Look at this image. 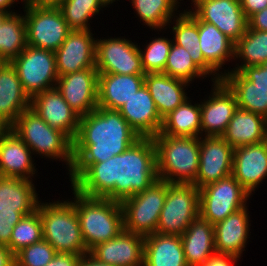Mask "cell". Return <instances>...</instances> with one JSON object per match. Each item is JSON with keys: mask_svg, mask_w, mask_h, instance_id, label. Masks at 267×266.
Listing matches in <instances>:
<instances>
[{"mask_svg": "<svg viewBox=\"0 0 267 266\" xmlns=\"http://www.w3.org/2000/svg\"><path fill=\"white\" fill-rule=\"evenodd\" d=\"M157 180L153 138H140L123 153L91 164L72 183V187L86 197L106 198L121 203Z\"/></svg>", "mask_w": 267, "mask_h": 266, "instance_id": "obj_1", "label": "cell"}, {"mask_svg": "<svg viewBox=\"0 0 267 266\" xmlns=\"http://www.w3.org/2000/svg\"><path fill=\"white\" fill-rule=\"evenodd\" d=\"M140 138L118 110L98 107L80 117L77 136L73 140L71 184L91 164L123 153Z\"/></svg>", "mask_w": 267, "mask_h": 266, "instance_id": "obj_2", "label": "cell"}, {"mask_svg": "<svg viewBox=\"0 0 267 266\" xmlns=\"http://www.w3.org/2000/svg\"><path fill=\"white\" fill-rule=\"evenodd\" d=\"M158 179L168 183L194 184L199 169L200 137H153Z\"/></svg>", "mask_w": 267, "mask_h": 266, "instance_id": "obj_3", "label": "cell"}, {"mask_svg": "<svg viewBox=\"0 0 267 266\" xmlns=\"http://www.w3.org/2000/svg\"><path fill=\"white\" fill-rule=\"evenodd\" d=\"M73 190L76 214L86 248L115 238L124 230L123 210L120 202L106 198H91Z\"/></svg>", "mask_w": 267, "mask_h": 266, "instance_id": "obj_4", "label": "cell"}, {"mask_svg": "<svg viewBox=\"0 0 267 266\" xmlns=\"http://www.w3.org/2000/svg\"><path fill=\"white\" fill-rule=\"evenodd\" d=\"M33 152L65 161L72 169L73 140L62 131L51 127L31 107L22 112L10 127Z\"/></svg>", "mask_w": 267, "mask_h": 266, "instance_id": "obj_5", "label": "cell"}, {"mask_svg": "<svg viewBox=\"0 0 267 266\" xmlns=\"http://www.w3.org/2000/svg\"><path fill=\"white\" fill-rule=\"evenodd\" d=\"M56 202H50L49 204L39 202L37 210L42 221L43 239L56 252L75 255L86 254L89 250L86 248L82 237L74 204L68 200Z\"/></svg>", "mask_w": 267, "mask_h": 266, "instance_id": "obj_6", "label": "cell"}, {"mask_svg": "<svg viewBox=\"0 0 267 266\" xmlns=\"http://www.w3.org/2000/svg\"><path fill=\"white\" fill-rule=\"evenodd\" d=\"M167 189L168 182L158 179L144 191L123 200L124 230L144 237L156 233Z\"/></svg>", "mask_w": 267, "mask_h": 266, "instance_id": "obj_7", "label": "cell"}, {"mask_svg": "<svg viewBox=\"0 0 267 266\" xmlns=\"http://www.w3.org/2000/svg\"><path fill=\"white\" fill-rule=\"evenodd\" d=\"M25 3L27 45L56 51L71 31L58 7H46L32 0Z\"/></svg>", "mask_w": 267, "mask_h": 266, "instance_id": "obj_8", "label": "cell"}, {"mask_svg": "<svg viewBox=\"0 0 267 266\" xmlns=\"http://www.w3.org/2000/svg\"><path fill=\"white\" fill-rule=\"evenodd\" d=\"M11 64L30 100L37 94L56 87L59 76L54 51L27 45Z\"/></svg>", "mask_w": 267, "mask_h": 266, "instance_id": "obj_9", "label": "cell"}, {"mask_svg": "<svg viewBox=\"0 0 267 266\" xmlns=\"http://www.w3.org/2000/svg\"><path fill=\"white\" fill-rule=\"evenodd\" d=\"M199 217V189L194 184L168 183L157 233L181 236Z\"/></svg>", "mask_w": 267, "mask_h": 266, "instance_id": "obj_10", "label": "cell"}, {"mask_svg": "<svg viewBox=\"0 0 267 266\" xmlns=\"http://www.w3.org/2000/svg\"><path fill=\"white\" fill-rule=\"evenodd\" d=\"M250 194L232 176L199 189V216L212 225L246 207Z\"/></svg>", "mask_w": 267, "mask_h": 266, "instance_id": "obj_11", "label": "cell"}, {"mask_svg": "<svg viewBox=\"0 0 267 266\" xmlns=\"http://www.w3.org/2000/svg\"><path fill=\"white\" fill-rule=\"evenodd\" d=\"M103 74H145L138 45L125 38L96 40V65Z\"/></svg>", "mask_w": 267, "mask_h": 266, "instance_id": "obj_12", "label": "cell"}, {"mask_svg": "<svg viewBox=\"0 0 267 266\" xmlns=\"http://www.w3.org/2000/svg\"><path fill=\"white\" fill-rule=\"evenodd\" d=\"M200 21L215 25L234 43L245 33L248 21L239 0H192Z\"/></svg>", "mask_w": 267, "mask_h": 266, "instance_id": "obj_13", "label": "cell"}, {"mask_svg": "<svg viewBox=\"0 0 267 266\" xmlns=\"http://www.w3.org/2000/svg\"><path fill=\"white\" fill-rule=\"evenodd\" d=\"M233 156L234 148L222 136L200 137L196 187L200 189L232 175Z\"/></svg>", "mask_w": 267, "mask_h": 266, "instance_id": "obj_14", "label": "cell"}, {"mask_svg": "<svg viewBox=\"0 0 267 266\" xmlns=\"http://www.w3.org/2000/svg\"><path fill=\"white\" fill-rule=\"evenodd\" d=\"M97 88L96 68H86L59 76L56 83V89L80 117L98 108Z\"/></svg>", "mask_w": 267, "mask_h": 266, "instance_id": "obj_15", "label": "cell"}, {"mask_svg": "<svg viewBox=\"0 0 267 266\" xmlns=\"http://www.w3.org/2000/svg\"><path fill=\"white\" fill-rule=\"evenodd\" d=\"M90 30H71L55 51L58 76L96 68V40Z\"/></svg>", "mask_w": 267, "mask_h": 266, "instance_id": "obj_16", "label": "cell"}, {"mask_svg": "<svg viewBox=\"0 0 267 266\" xmlns=\"http://www.w3.org/2000/svg\"><path fill=\"white\" fill-rule=\"evenodd\" d=\"M212 97L200 104L201 134L206 136H222L238 109L236 97L228 86L221 81H213Z\"/></svg>", "mask_w": 267, "mask_h": 266, "instance_id": "obj_17", "label": "cell"}, {"mask_svg": "<svg viewBox=\"0 0 267 266\" xmlns=\"http://www.w3.org/2000/svg\"><path fill=\"white\" fill-rule=\"evenodd\" d=\"M145 237L121 231L115 238L89 250L97 260L114 266H143Z\"/></svg>", "mask_w": 267, "mask_h": 266, "instance_id": "obj_18", "label": "cell"}, {"mask_svg": "<svg viewBox=\"0 0 267 266\" xmlns=\"http://www.w3.org/2000/svg\"><path fill=\"white\" fill-rule=\"evenodd\" d=\"M30 107L51 127L62 131L72 140L77 136L80 116L64 100L56 87L34 96Z\"/></svg>", "mask_w": 267, "mask_h": 266, "instance_id": "obj_19", "label": "cell"}, {"mask_svg": "<svg viewBox=\"0 0 267 266\" xmlns=\"http://www.w3.org/2000/svg\"><path fill=\"white\" fill-rule=\"evenodd\" d=\"M118 111L141 138H153L160 133L163 119L145 84Z\"/></svg>", "mask_w": 267, "mask_h": 266, "instance_id": "obj_20", "label": "cell"}, {"mask_svg": "<svg viewBox=\"0 0 267 266\" xmlns=\"http://www.w3.org/2000/svg\"><path fill=\"white\" fill-rule=\"evenodd\" d=\"M232 176L251 195L267 176V140L234 148Z\"/></svg>", "mask_w": 267, "mask_h": 266, "instance_id": "obj_21", "label": "cell"}, {"mask_svg": "<svg viewBox=\"0 0 267 266\" xmlns=\"http://www.w3.org/2000/svg\"><path fill=\"white\" fill-rule=\"evenodd\" d=\"M15 67L11 62L0 63V123L10 128L18 116L30 107Z\"/></svg>", "mask_w": 267, "mask_h": 266, "instance_id": "obj_22", "label": "cell"}, {"mask_svg": "<svg viewBox=\"0 0 267 266\" xmlns=\"http://www.w3.org/2000/svg\"><path fill=\"white\" fill-rule=\"evenodd\" d=\"M30 148L11 128L0 133V175L31 179L35 167Z\"/></svg>", "mask_w": 267, "mask_h": 266, "instance_id": "obj_23", "label": "cell"}, {"mask_svg": "<svg viewBox=\"0 0 267 266\" xmlns=\"http://www.w3.org/2000/svg\"><path fill=\"white\" fill-rule=\"evenodd\" d=\"M145 74L98 73V107L118 110L144 85Z\"/></svg>", "mask_w": 267, "mask_h": 266, "instance_id": "obj_24", "label": "cell"}, {"mask_svg": "<svg viewBox=\"0 0 267 266\" xmlns=\"http://www.w3.org/2000/svg\"><path fill=\"white\" fill-rule=\"evenodd\" d=\"M247 212L246 206L214 225L216 253L232 254L240 258L250 231Z\"/></svg>", "mask_w": 267, "mask_h": 266, "instance_id": "obj_25", "label": "cell"}, {"mask_svg": "<svg viewBox=\"0 0 267 266\" xmlns=\"http://www.w3.org/2000/svg\"><path fill=\"white\" fill-rule=\"evenodd\" d=\"M188 266H202L214 253V225L200 216L180 236Z\"/></svg>", "mask_w": 267, "mask_h": 266, "instance_id": "obj_26", "label": "cell"}, {"mask_svg": "<svg viewBox=\"0 0 267 266\" xmlns=\"http://www.w3.org/2000/svg\"><path fill=\"white\" fill-rule=\"evenodd\" d=\"M39 202L32 180L0 175V212L27 216L38 209Z\"/></svg>", "mask_w": 267, "mask_h": 266, "instance_id": "obj_27", "label": "cell"}, {"mask_svg": "<svg viewBox=\"0 0 267 266\" xmlns=\"http://www.w3.org/2000/svg\"><path fill=\"white\" fill-rule=\"evenodd\" d=\"M188 83L164 73L145 74L144 84L152 96L162 119L188 98L184 90Z\"/></svg>", "mask_w": 267, "mask_h": 266, "instance_id": "obj_28", "label": "cell"}, {"mask_svg": "<svg viewBox=\"0 0 267 266\" xmlns=\"http://www.w3.org/2000/svg\"><path fill=\"white\" fill-rule=\"evenodd\" d=\"M222 137L233 147L267 140V119L259 114L237 109Z\"/></svg>", "mask_w": 267, "mask_h": 266, "instance_id": "obj_29", "label": "cell"}, {"mask_svg": "<svg viewBox=\"0 0 267 266\" xmlns=\"http://www.w3.org/2000/svg\"><path fill=\"white\" fill-rule=\"evenodd\" d=\"M143 266H188L180 236L157 232L145 236Z\"/></svg>", "mask_w": 267, "mask_h": 266, "instance_id": "obj_30", "label": "cell"}, {"mask_svg": "<svg viewBox=\"0 0 267 266\" xmlns=\"http://www.w3.org/2000/svg\"><path fill=\"white\" fill-rule=\"evenodd\" d=\"M172 30L175 34L173 43L182 46L190 54L195 65L205 74L213 75L215 81H221L222 75L216 71L206 62L202 51L200 49L199 32H198V18L192 11H185L180 13L176 19V24L173 25ZM215 73V74H214Z\"/></svg>", "mask_w": 267, "mask_h": 266, "instance_id": "obj_31", "label": "cell"}, {"mask_svg": "<svg viewBox=\"0 0 267 266\" xmlns=\"http://www.w3.org/2000/svg\"><path fill=\"white\" fill-rule=\"evenodd\" d=\"M200 49L206 62L219 71L223 64L234 57L235 43L215 25L198 19ZM230 58V59H229Z\"/></svg>", "mask_w": 267, "mask_h": 266, "instance_id": "obj_32", "label": "cell"}, {"mask_svg": "<svg viewBox=\"0 0 267 266\" xmlns=\"http://www.w3.org/2000/svg\"><path fill=\"white\" fill-rule=\"evenodd\" d=\"M222 81L234 93L239 109L264 116L267 119V89L255 87L241 72L221 73Z\"/></svg>", "mask_w": 267, "mask_h": 266, "instance_id": "obj_33", "label": "cell"}, {"mask_svg": "<svg viewBox=\"0 0 267 266\" xmlns=\"http://www.w3.org/2000/svg\"><path fill=\"white\" fill-rule=\"evenodd\" d=\"M200 104L192 105L188 98L163 118L160 134L167 136L200 137Z\"/></svg>", "mask_w": 267, "mask_h": 266, "instance_id": "obj_34", "label": "cell"}, {"mask_svg": "<svg viewBox=\"0 0 267 266\" xmlns=\"http://www.w3.org/2000/svg\"><path fill=\"white\" fill-rule=\"evenodd\" d=\"M26 47L24 15L9 14L0 25V61L11 62Z\"/></svg>", "mask_w": 267, "mask_h": 266, "instance_id": "obj_35", "label": "cell"}, {"mask_svg": "<svg viewBox=\"0 0 267 266\" xmlns=\"http://www.w3.org/2000/svg\"><path fill=\"white\" fill-rule=\"evenodd\" d=\"M234 57L244 62L232 71L240 72L244 67L259 66L267 61V31L247 29L234 46Z\"/></svg>", "mask_w": 267, "mask_h": 266, "instance_id": "obj_36", "label": "cell"}, {"mask_svg": "<svg viewBox=\"0 0 267 266\" xmlns=\"http://www.w3.org/2000/svg\"><path fill=\"white\" fill-rule=\"evenodd\" d=\"M178 0H132L138 17L150 28L162 29L169 22L177 9Z\"/></svg>", "mask_w": 267, "mask_h": 266, "instance_id": "obj_37", "label": "cell"}, {"mask_svg": "<svg viewBox=\"0 0 267 266\" xmlns=\"http://www.w3.org/2000/svg\"><path fill=\"white\" fill-rule=\"evenodd\" d=\"M106 6L103 0H67L58 9L71 30H90L88 21Z\"/></svg>", "mask_w": 267, "mask_h": 266, "instance_id": "obj_38", "label": "cell"}, {"mask_svg": "<svg viewBox=\"0 0 267 266\" xmlns=\"http://www.w3.org/2000/svg\"><path fill=\"white\" fill-rule=\"evenodd\" d=\"M43 240V226L38 210L23 216L14 226L7 247L16 255L23 248Z\"/></svg>", "mask_w": 267, "mask_h": 266, "instance_id": "obj_39", "label": "cell"}, {"mask_svg": "<svg viewBox=\"0 0 267 266\" xmlns=\"http://www.w3.org/2000/svg\"><path fill=\"white\" fill-rule=\"evenodd\" d=\"M163 73L170 77L187 81L189 84L195 77H206V75L192 61L187 50L174 43H172L170 47Z\"/></svg>", "mask_w": 267, "mask_h": 266, "instance_id": "obj_40", "label": "cell"}, {"mask_svg": "<svg viewBox=\"0 0 267 266\" xmlns=\"http://www.w3.org/2000/svg\"><path fill=\"white\" fill-rule=\"evenodd\" d=\"M173 40L167 38H156L152 40L147 46L145 51L139 47L141 55L142 67L145 74L148 73H163L167 58L169 55L170 47Z\"/></svg>", "mask_w": 267, "mask_h": 266, "instance_id": "obj_41", "label": "cell"}, {"mask_svg": "<svg viewBox=\"0 0 267 266\" xmlns=\"http://www.w3.org/2000/svg\"><path fill=\"white\" fill-rule=\"evenodd\" d=\"M57 252L44 239L23 248L15 255V266H46Z\"/></svg>", "mask_w": 267, "mask_h": 266, "instance_id": "obj_42", "label": "cell"}, {"mask_svg": "<svg viewBox=\"0 0 267 266\" xmlns=\"http://www.w3.org/2000/svg\"><path fill=\"white\" fill-rule=\"evenodd\" d=\"M23 218L20 212H0V245L10 243L14 226Z\"/></svg>", "mask_w": 267, "mask_h": 266, "instance_id": "obj_43", "label": "cell"}, {"mask_svg": "<svg viewBox=\"0 0 267 266\" xmlns=\"http://www.w3.org/2000/svg\"><path fill=\"white\" fill-rule=\"evenodd\" d=\"M255 87L267 89V70L261 65L244 67L240 71Z\"/></svg>", "mask_w": 267, "mask_h": 266, "instance_id": "obj_44", "label": "cell"}, {"mask_svg": "<svg viewBox=\"0 0 267 266\" xmlns=\"http://www.w3.org/2000/svg\"><path fill=\"white\" fill-rule=\"evenodd\" d=\"M82 255L57 252L46 266H77Z\"/></svg>", "mask_w": 267, "mask_h": 266, "instance_id": "obj_45", "label": "cell"}, {"mask_svg": "<svg viewBox=\"0 0 267 266\" xmlns=\"http://www.w3.org/2000/svg\"><path fill=\"white\" fill-rule=\"evenodd\" d=\"M243 13L248 20L252 15L267 8V0H239Z\"/></svg>", "mask_w": 267, "mask_h": 266, "instance_id": "obj_46", "label": "cell"}, {"mask_svg": "<svg viewBox=\"0 0 267 266\" xmlns=\"http://www.w3.org/2000/svg\"><path fill=\"white\" fill-rule=\"evenodd\" d=\"M239 257L232 254L214 253L202 266H233Z\"/></svg>", "mask_w": 267, "mask_h": 266, "instance_id": "obj_47", "label": "cell"}, {"mask_svg": "<svg viewBox=\"0 0 267 266\" xmlns=\"http://www.w3.org/2000/svg\"><path fill=\"white\" fill-rule=\"evenodd\" d=\"M247 21L250 29L267 31V8L255 13Z\"/></svg>", "mask_w": 267, "mask_h": 266, "instance_id": "obj_48", "label": "cell"}, {"mask_svg": "<svg viewBox=\"0 0 267 266\" xmlns=\"http://www.w3.org/2000/svg\"><path fill=\"white\" fill-rule=\"evenodd\" d=\"M0 266H15V255L5 245H0Z\"/></svg>", "mask_w": 267, "mask_h": 266, "instance_id": "obj_49", "label": "cell"}, {"mask_svg": "<svg viewBox=\"0 0 267 266\" xmlns=\"http://www.w3.org/2000/svg\"><path fill=\"white\" fill-rule=\"evenodd\" d=\"M77 266H114L108 263L101 262L94 258L89 252L82 255Z\"/></svg>", "mask_w": 267, "mask_h": 266, "instance_id": "obj_50", "label": "cell"}, {"mask_svg": "<svg viewBox=\"0 0 267 266\" xmlns=\"http://www.w3.org/2000/svg\"><path fill=\"white\" fill-rule=\"evenodd\" d=\"M32 1L46 7H59L67 0H32Z\"/></svg>", "mask_w": 267, "mask_h": 266, "instance_id": "obj_51", "label": "cell"}, {"mask_svg": "<svg viewBox=\"0 0 267 266\" xmlns=\"http://www.w3.org/2000/svg\"><path fill=\"white\" fill-rule=\"evenodd\" d=\"M15 1L17 0H0V9L7 11L9 14H14L15 12H10V10L8 9L11 7L12 4H14L13 2Z\"/></svg>", "mask_w": 267, "mask_h": 266, "instance_id": "obj_52", "label": "cell"}, {"mask_svg": "<svg viewBox=\"0 0 267 266\" xmlns=\"http://www.w3.org/2000/svg\"><path fill=\"white\" fill-rule=\"evenodd\" d=\"M8 15L9 13L7 11L0 9V25Z\"/></svg>", "mask_w": 267, "mask_h": 266, "instance_id": "obj_53", "label": "cell"}, {"mask_svg": "<svg viewBox=\"0 0 267 266\" xmlns=\"http://www.w3.org/2000/svg\"><path fill=\"white\" fill-rule=\"evenodd\" d=\"M103 1L106 3V5L111 4L113 1L115 2V0H103Z\"/></svg>", "mask_w": 267, "mask_h": 266, "instance_id": "obj_54", "label": "cell"}, {"mask_svg": "<svg viewBox=\"0 0 267 266\" xmlns=\"http://www.w3.org/2000/svg\"><path fill=\"white\" fill-rule=\"evenodd\" d=\"M264 69H266L267 70V61L266 62H264L262 65H261Z\"/></svg>", "mask_w": 267, "mask_h": 266, "instance_id": "obj_55", "label": "cell"}, {"mask_svg": "<svg viewBox=\"0 0 267 266\" xmlns=\"http://www.w3.org/2000/svg\"><path fill=\"white\" fill-rule=\"evenodd\" d=\"M5 128L1 125L0 123V133L4 130Z\"/></svg>", "mask_w": 267, "mask_h": 266, "instance_id": "obj_56", "label": "cell"}]
</instances>
